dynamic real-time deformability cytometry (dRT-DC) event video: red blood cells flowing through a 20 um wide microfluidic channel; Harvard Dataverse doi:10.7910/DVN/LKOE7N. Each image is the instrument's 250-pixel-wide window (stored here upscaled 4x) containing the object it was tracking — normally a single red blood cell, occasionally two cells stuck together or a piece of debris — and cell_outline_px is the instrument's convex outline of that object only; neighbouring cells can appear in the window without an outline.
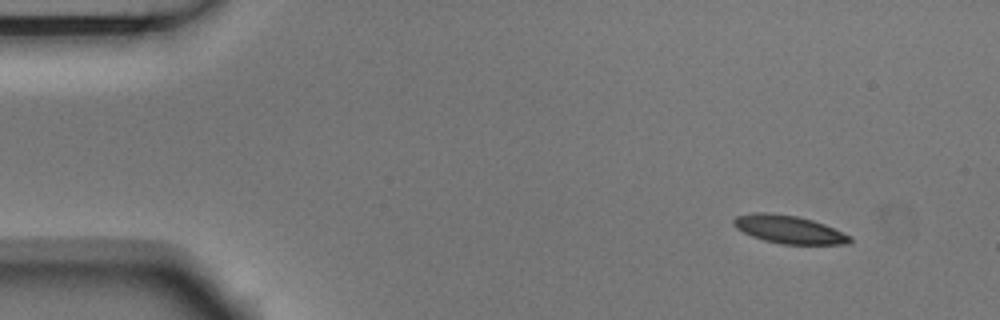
{"species": "Egyptian fruit bat (a non-hibernating species)", "species_latin": "Rousettus aegyptiacus", "temperature_condition": "room temperature", "stored_images_in_passage": 4, "camera_frame_rate_fps": 3000, "um_per_image_px": 0.085, "animal": {"sex": "male"}, "frame": {"image": 1, "passage_image": 1, "time_ms": 0.0, "image_size_px": [1000, 320], "cell_outline_px": [[852, 240], [848, 244], [780, 244], [764, 240], [752, 236], [736, 228], [732, 224], [732, 220], [736, 216], [752, 212], [768, 212], [796, 216], [812, 220], [824, 224], [852, 236]], "centroid_in_image_um": [67.04, 19.5], "position_along_channel_um": 18.0, "area_um2": 19.02}}
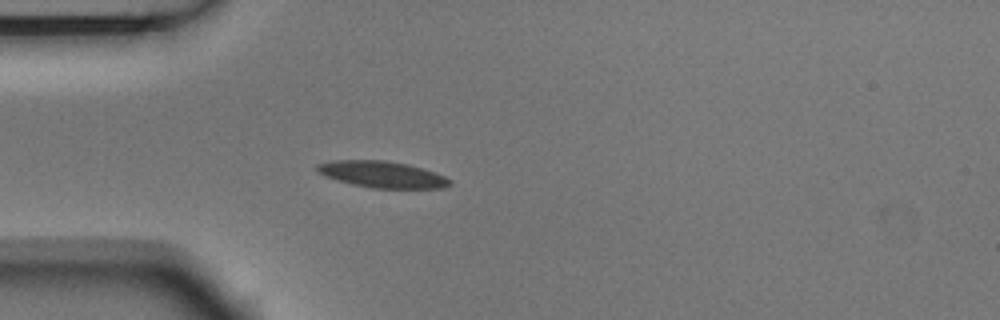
{"frame": {"image": 2, "passage_image": 4, "time_ms": 1.0, "image_size_px": [1000, 320], "cell_outline_px": [[452, 184], [444, 188], [372, 188], [352, 184], [336, 180], [324, 176], [316, 172], [316, 164], [332, 160], [384, 160], [408, 164], [444, 176], [452, 180]], "centroid_in_image_um": [32.44, 14.82], "position_along_channel_um": 52.6, "area_um2": 20.52}}